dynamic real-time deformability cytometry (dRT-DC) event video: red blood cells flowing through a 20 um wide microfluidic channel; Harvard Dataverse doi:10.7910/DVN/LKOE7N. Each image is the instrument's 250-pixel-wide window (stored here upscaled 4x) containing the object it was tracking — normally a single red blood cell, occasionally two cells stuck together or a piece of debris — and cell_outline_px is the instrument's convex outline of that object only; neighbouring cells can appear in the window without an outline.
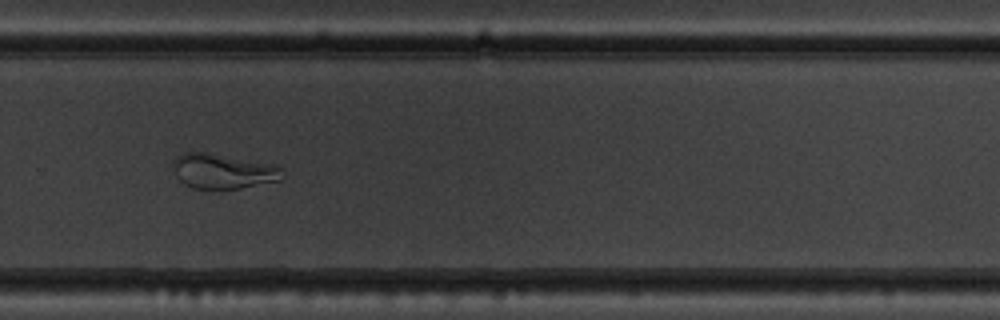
{"species": "common noctule bat (a hibernating species)", "species_latin": "Nyctalus noctula", "temperature_condition": "warm", "stored_images_in_passage": 36, "camera_frame_rate_fps": 3000, "um_per_image_px": 0.085, "animal": {"sex": "male", "body_mass_g": 19.5, "forearm_length_mm": 54.6}, "frame": {"image": 1, "passage_image": 26, "time_ms": 8.333, "image_size_px": [1000, 320], "cell_outline_px": [[284, 176], [280, 180], [240, 188], [192, 188], [184, 184], [180, 180], [172, 164], [172, 160], [176, 156], [184, 152], [208, 152], [276, 164], [284, 168]], "centroid_in_image_um": [19.0, 14.53], "position_along_channel_um": 310.8, "area_um2": 22.43}}